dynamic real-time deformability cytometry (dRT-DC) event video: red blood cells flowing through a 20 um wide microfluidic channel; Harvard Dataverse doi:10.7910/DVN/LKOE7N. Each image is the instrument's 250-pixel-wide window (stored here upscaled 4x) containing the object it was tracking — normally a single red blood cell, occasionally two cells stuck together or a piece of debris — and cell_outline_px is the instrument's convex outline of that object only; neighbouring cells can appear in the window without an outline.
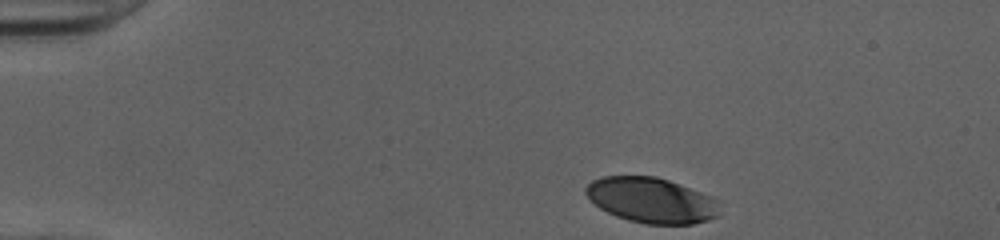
{"species": "human", "species_latin": "Homo sapiens", "temperature_condition": "cold", "stored_images_in_passage": 35, "camera_frame_rate_fps": 3000, "um_per_image_px": 0.085, "donor": {"sex": "female"}, "frame": {"image": 1, "passage_image": 1, "time_ms": 0.0, "image_size_px": [1000, 240], "cell_outline_px": [[720, 216], [708, 220], [692, 224], [644, 224], [628, 220], [616, 216], [600, 208], [584, 192], [584, 188], [592, 180], [604, 176], [656, 176], [668, 180], [712, 196], [720, 200]], "centroid_in_image_um": [55.42, 17.02], "position_along_channel_um": 29.6, "area_um2": 35.6}}
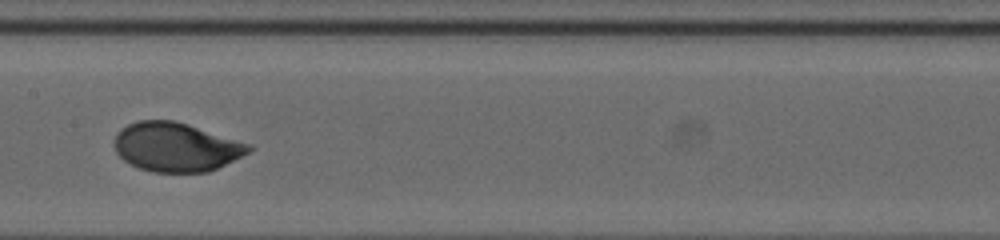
{"frame": {"image": 2, "passage_image": 19, "time_ms": 6.0, "image_size_px": [1000, 240], "cell_outline_px": [[256, 148], [208, 172], [152, 172], [140, 168], [124, 160], [116, 152], [112, 144], [116, 132], [120, 128], [128, 124], [140, 120], [172, 120], [188, 124], [252, 144]], "centroid_in_image_um": [14.94, 12.48], "position_along_channel_um": 192.5, "area_um2": 38.44}}
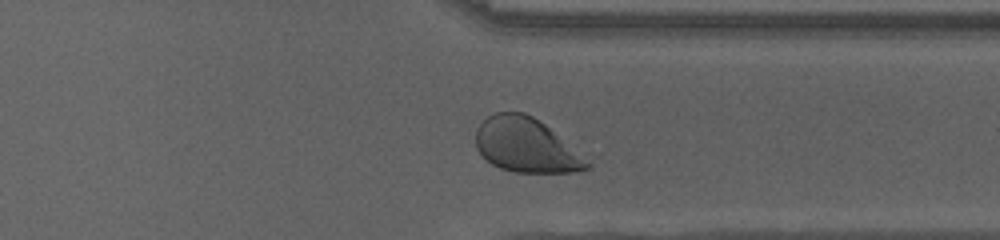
{"frame": {"image": 3, "passage_image": 32, "time_ms": 10.333, "image_size_px": [1000, 240], "cell_outline_px": [[588, 168], [580, 172], [512, 172], [500, 168], [492, 164], [476, 148], [476, 128], [488, 116], [496, 112], [524, 112], [532, 116], [544, 124], [588, 164]], "centroid_in_image_um": [44.61, 12.34], "position_along_channel_um": 366.8, "area_um2": 34.1}, "authors_computed_cell_mechanics": {"area_um2": 38.148, "velocity_mm_per_s": 4.0227, "shape_relaxation_time_tau1_ms": 3.7043, "shape_relaxation_time_tau2_ms": null, "deformation_change_tau1": 0.1757, "deformation_change_tau2": null}}